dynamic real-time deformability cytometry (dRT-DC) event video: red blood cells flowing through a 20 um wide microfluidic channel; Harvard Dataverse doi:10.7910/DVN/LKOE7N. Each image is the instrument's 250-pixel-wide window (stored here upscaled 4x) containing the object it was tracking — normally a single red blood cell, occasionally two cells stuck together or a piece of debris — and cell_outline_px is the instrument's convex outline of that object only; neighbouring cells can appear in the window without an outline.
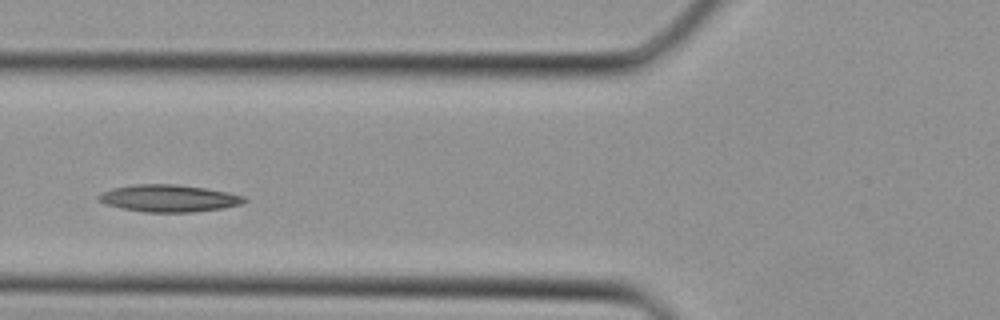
{"species": "Egyptian fruit bat (a non-hibernating species)", "species_latin": "Rousettus aegyptiacus", "temperature_condition": "cold", "stored_images_in_passage": 23, "camera_frame_rate_fps": 3000, "um_per_image_px": 0.085, "animal": {"sex": "female"}, "frame": {"image": 1, "passage_image": 7, "time_ms": 2.0, "image_size_px": [1000, 320], "cell_outline_px": [[248, 200], [240, 204], [224, 208], [192, 212], [144, 212], [120, 208], [96, 200], [96, 196], [112, 188], [132, 184], [176, 184], [208, 188], [228, 192], [244, 196]], "centroid_in_image_um": [14.35, 16.85], "position_along_channel_um": 111.5, "area_um2": 23.18}}
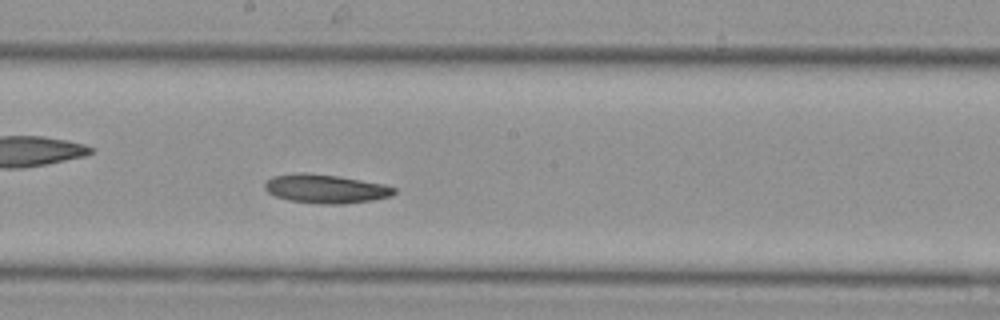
{"frame": {"image": 2, "passage_image": 13, "time_ms": 4.0, "image_size_px": [1000, 320], "cell_outline_px": [[396, 192], [392, 196], [372, 200], [344, 204], [320, 204], [288, 200], [276, 196], [268, 192], [264, 188], [264, 184], [272, 176], [296, 172], [304, 172], [340, 176], [384, 184], [396, 188]], "centroid_in_image_um": [27.68, 16.04], "position_along_channel_um": 220.5, "area_um2": 21.91}}
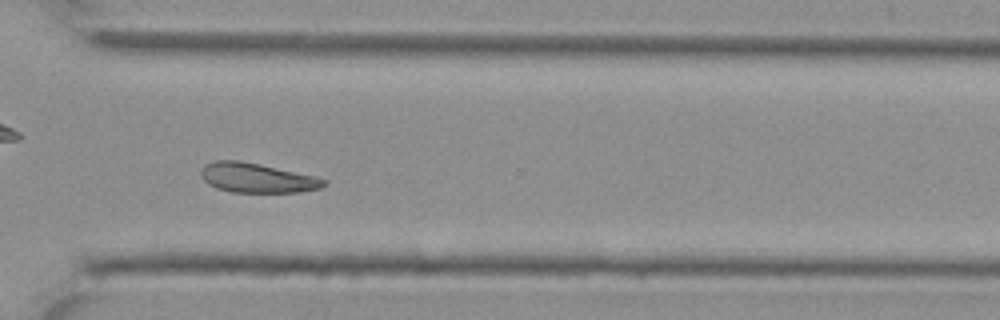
{"frame": {"image": 3, "passage_image": 20, "time_ms": 6.333, "image_size_px": [1000, 320], "cell_outline_px": [[328, 184], [320, 188], [300, 192], [232, 192], [216, 188], [208, 184], [204, 180], [200, 172], [204, 164], [216, 160], [240, 160], [260, 164], [316, 176], [328, 180]], "centroid_in_image_um": [21.86, 15.12], "position_along_channel_um": 348.7, "area_um2": 21.33}}